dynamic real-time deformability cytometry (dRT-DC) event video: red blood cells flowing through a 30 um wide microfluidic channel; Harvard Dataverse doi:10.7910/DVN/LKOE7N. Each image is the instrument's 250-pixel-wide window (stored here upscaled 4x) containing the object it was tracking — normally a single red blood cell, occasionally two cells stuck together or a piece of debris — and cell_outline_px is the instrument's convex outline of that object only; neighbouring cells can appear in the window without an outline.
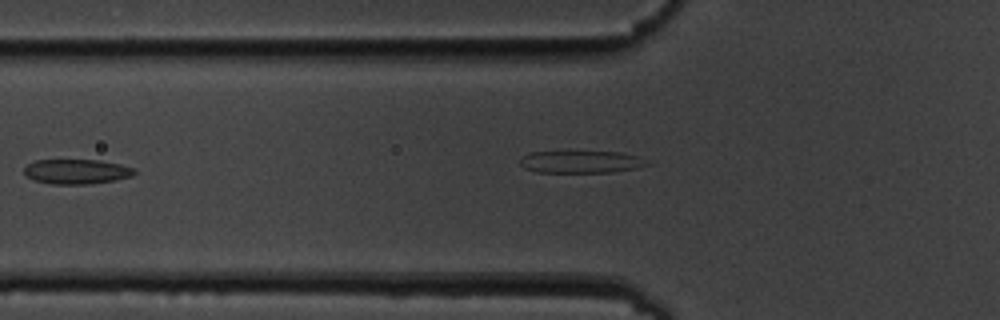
{"species": "common noctule bat (a hibernating species)", "species_latin": "Nyctalus noctula", "temperature_condition": "cold", "stored_images_in_passage": 12, "camera_frame_rate_fps": 3000, "um_per_image_px": 0.085, "animal": {"sex": "male", "body_mass_g": 19.5, "forearm_length_mm": 54.6}, "frame": {"image": 1, "passage_image": 7, "time_ms": 7.333, "image_size_px": [1000, 320], "cell_outline_px": [[136, 172], [132, 176], [116, 180], [88, 184], [52, 184], [32, 180], [24, 172], [24, 168], [28, 164], [36, 160], [100, 160], [120, 164], [136, 168]], "centroid_in_image_um": [6.54, 14.58], "position_along_channel_um": 119.3, "area_um2": 16.01}}
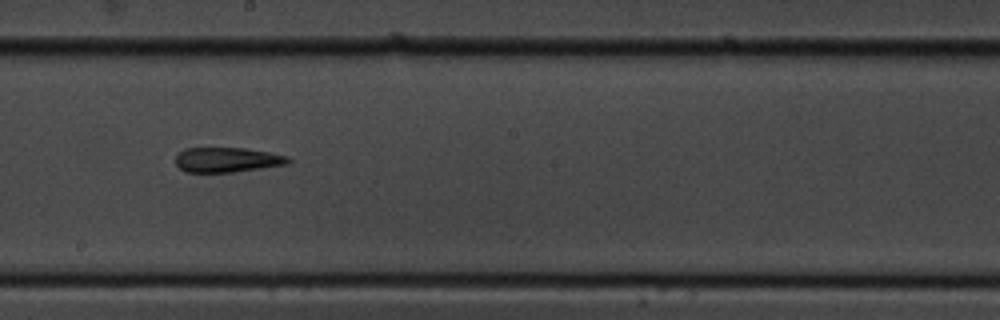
{"frame": {"image": 2, "passage_image": 10, "time_ms": 11.667, "image_size_px": [1000, 320], "cell_outline_px": [[292, 160], [288, 164], [232, 172], [184, 172], [176, 164], [176, 156], [184, 148], [244, 148], [268, 152], [288, 156]], "centroid_in_image_um": [19.3, 13.58], "position_along_channel_um": 228.9, "area_um2": 16.24}}
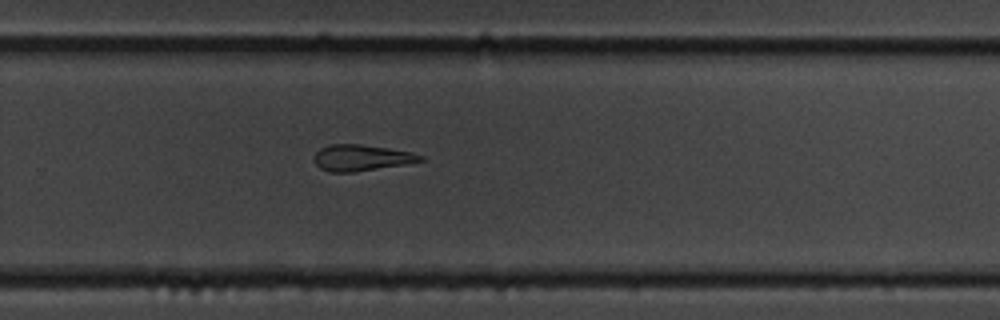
{"frame": {"image": 3, "passage_image": 12, "time_ms": 13.667, "image_size_px": [1000, 320], "cell_outline_px": [[424, 160], [404, 164], [352, 172], [328, 172], [320, 168], [316, 164], [316, 152], [320, 148], [328, 144], [360, 144], [388, 148], [412, 152], [424, 156]], "centroid_in_image_um": [30.71, 13.4], "position_along_channel_um": 299.1, "area_um2": 16.01}}